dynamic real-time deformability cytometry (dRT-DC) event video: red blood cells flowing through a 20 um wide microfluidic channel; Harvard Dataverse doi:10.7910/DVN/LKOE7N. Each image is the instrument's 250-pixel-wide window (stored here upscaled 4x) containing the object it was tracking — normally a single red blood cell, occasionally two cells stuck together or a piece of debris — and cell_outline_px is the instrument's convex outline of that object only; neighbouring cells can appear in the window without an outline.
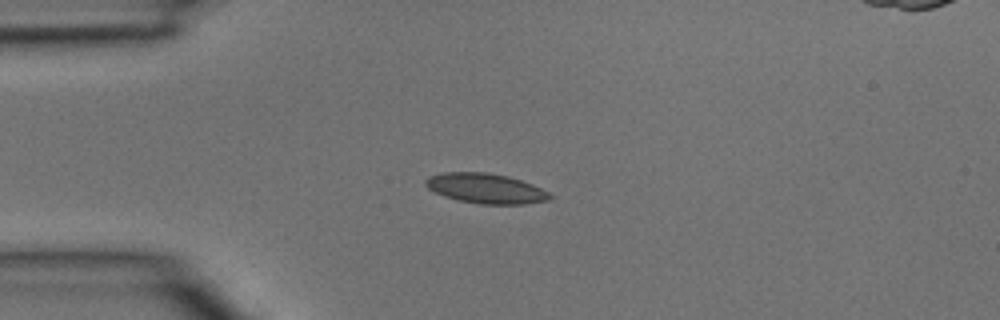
{"species": "common noctule bat (a hibernating species)", "species_latin": "Nyctalus noctula", "temperature_condition": "room temperature", "stored_images_in_passage": 2, "camera_frame_rate_fps": 3000, "um_per_image_px": 0.085, "animal": {"sex": "male", "body_mass_g": 15.6}, "frame": {"image": 1, "passage_image": 2, "time_ms": 0.333, "image_size_px": [1000, 320], "cell_outline_px": [[552, 196], [548, 200], [524, 204], [480, 204], [460, 200], [444, 196], [428, 188], [424, 184], [424, 180], [428, 176], [444, 172], [488, 172], [508, 176], [532, 184], [548, 192]], "centroid_in_image_um": [41.26, 16.0], "position_along_channel_um": 43.7, "area_um2": 21.62}}